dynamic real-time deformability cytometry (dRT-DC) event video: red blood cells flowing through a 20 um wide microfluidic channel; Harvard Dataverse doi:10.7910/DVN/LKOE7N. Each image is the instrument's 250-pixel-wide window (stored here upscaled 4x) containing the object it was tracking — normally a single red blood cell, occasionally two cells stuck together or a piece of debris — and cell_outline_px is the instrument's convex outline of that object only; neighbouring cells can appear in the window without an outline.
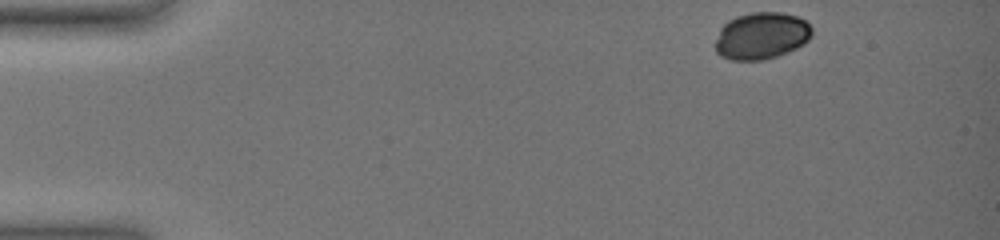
{"species": "common noctule bat (a hibernating species)", "species_latin": "Nyctalus noctula", "temperature_condition": "warm", "stored_images_in_passage": 47, "camera_frame_rate_fps": 3000, "um_per_image_px": 0.085, "animal": {"sex": "female", "body_mass_g": 19.0, "forearm_length_mm": 51.5}, "frame": {"image": 1, "passage_image": 1, "time_ms": 0.0, "image_size_px": [1000, 240], "cell_outline_px": [[812, 36], [804, 44], [788, 52], [764, 60], [732, 60], [720, 56], [716, 52], [716, 40], [720, 28], [728, 20], [736, 16], [752, 12], [780, 12], [796, 16], [804, 20], [812, 28]], "centroid_in_image_um": [64.72, 3.04], "position_along_channel_um": 20.3, "area_um2": 26.53}}
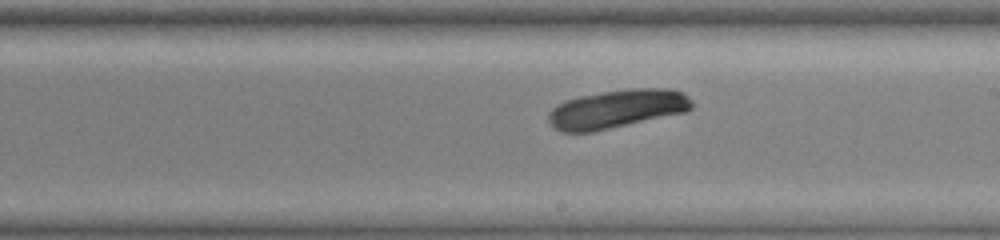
{"frame": {"image": 2, "passage_image": 28, "time_ms": 9.0, "image_size_px": [1000, 240], "cell_outline_px": [[692, 108], [684, 112], [592, 132], [564, 132], [556, 128], [548, 120], [548, 112], [556, 104], [564, 100], [580, 96], [628, 88], [672, 88], [684, 92], [692, 100]], "centroid_in_image_um": [52.45, 9.24], "position_along_channel_um": 236.5, "area_um2": 32.14}}
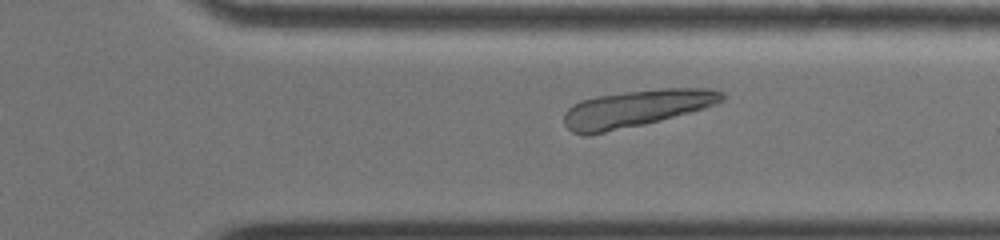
{"frame": {"image": 3, "passage_image": 38, "time_ms": 12.333, "image_size_px": [1000, 240], "cell_outline_px": [[728, 96], [724, 100], [716, 104], [704, 108], [644, 124], [588, 136], [584, 136], [572, 132], [564, 124], [564, 112], [572, 104], [580, 100], [596, 96], [624, 92], [660, 88], [708, 88], [724, 92]], "centroid_in_image_um": [54.06, 9.21], "position_along_channel_um": 357.3, "area_um2": 34.22}}